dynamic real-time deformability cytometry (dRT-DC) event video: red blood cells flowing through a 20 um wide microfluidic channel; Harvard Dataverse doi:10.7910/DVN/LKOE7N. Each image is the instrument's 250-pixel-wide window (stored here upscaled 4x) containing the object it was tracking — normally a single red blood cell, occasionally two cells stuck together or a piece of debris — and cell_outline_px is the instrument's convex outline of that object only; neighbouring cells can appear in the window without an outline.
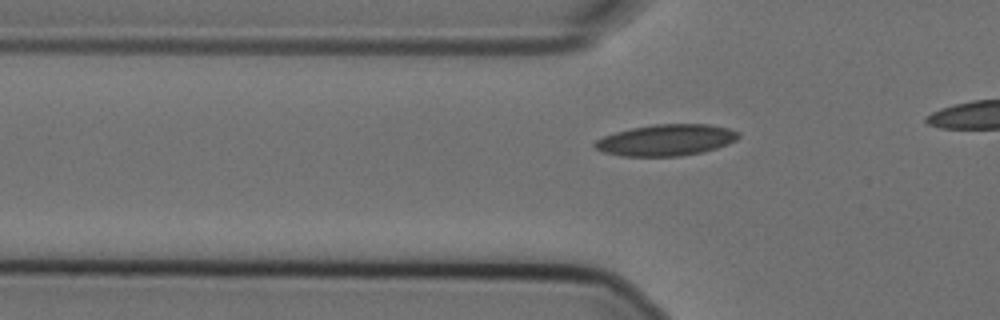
{"species": "Egyptian fruit bat (a non-hibernating species)", "species_latin": "Rousettus aegyptiacus", "temperature_condition": "cold", "stored_images_in_passage": 20, "camera_frame_rate_fps": 3000, "um_per_image_px": 0.085, "animal": {"sex": "female"}, "frame": {"image": 1, "passage_image": 10, "time_ms": 3.0, "image_size_px": [1000, 320], "cell_outline_px": [[740, 136], [736, 140], [728, 144], [704, 152], [680, 156], [620, 156], [604, 152], [596, 148], [592, 144], [596, 140], [604, 136], [616, 132], [632, 128], [652, 124], [708, 124], [728, 128], [740, 132]], "centroid_in_image_um": [56.64, 11.9], "position_along_channel_um": 69.2, "area_um2": 26.3}}
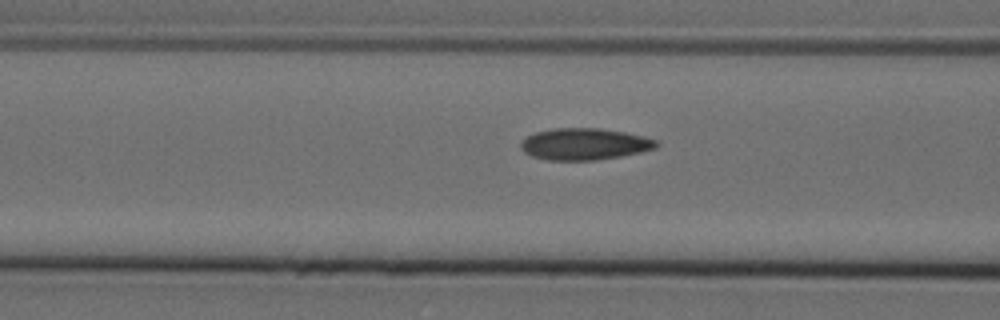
{"frame": {"image": 2, "passage_image": 14, "time_ms": 4.333, "image_size_px": [1000, 320], "cell_outline_px": [[660, 144], [656, 148], [640, 152], [620, 156], [596, 160], [548, 160], [532, 156], [524, 152], [520, 148], [520, 144], [528, 136], [536, 132], [552, 128], [600, 128], [624, 132], [644, 136], [656, 140]], "centroid_in_image_um": [49.69, 12.24], "position_along_channel_um": 116.9, "area_um2": 24.97}}
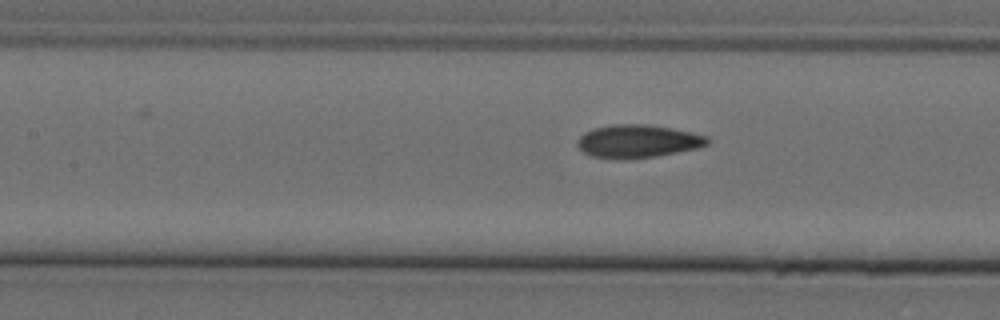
{"frame": {"image": 3, "passage_image": 17, "time_ms": 5.333, "image_size_px": [1000, 320], "cell_outline_px": [[708, 144], [696, 148], [656, 156], [592, 156], [584, 152], [576, 144], [576, 140], [584, 132], [592, 128], [612, 124], [648, 124], [672, 128], [692, 132], [708, 136]], "centroid_in_image_um": [54.22, 11.94], "position_along_channel_um": 153.2, "area_um2": 24.22}}